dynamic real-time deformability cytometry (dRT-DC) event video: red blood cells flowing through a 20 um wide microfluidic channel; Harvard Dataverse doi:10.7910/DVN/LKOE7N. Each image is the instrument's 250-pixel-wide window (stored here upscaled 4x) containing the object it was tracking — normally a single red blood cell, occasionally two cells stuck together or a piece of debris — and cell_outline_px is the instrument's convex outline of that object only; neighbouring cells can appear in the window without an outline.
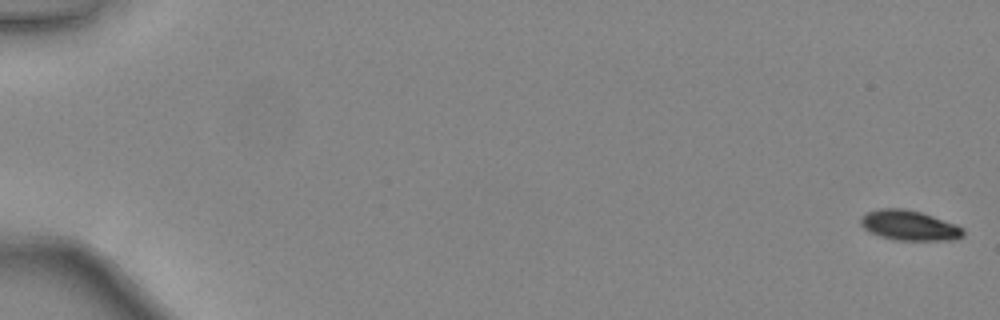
{"species": "common noctule bat (a hibernating species)", "species_latin": "Nyctalus noctula", "temperature_condition": "warm", "stored_images_in_passage": 48, "camera_frame_rate_fps": 3000, "um_per_image_px": 0.085, "animal": {"sex": "female", "body_mass_g": 24.6, "forearm_length_mm": 56.2}, "frame": {"image": 1, "passage_image": 1, "time_ms": 0.0, "image_size_px": [1000, 320], "cell_outline_px": [[964, 236], [956, 240], [896, 240], [880, 236], [868, 232], [860, 224], [860, 216], [868, 212], [880, 208], [904, 208], [920, 212], [956, 224], [964, 228]], "centroid_in_image_um": [77.29, 19.16], "position_along_channel_um": 7.7, "area_um2": 18.09}}
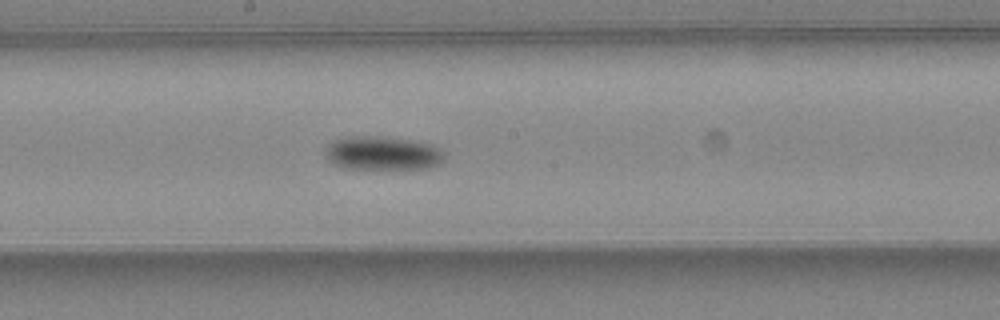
{"frame": {"image": 2, "passage_image": 28, "time_ms": 9.0, "image_size_px": [1000, 320], "cell_outline_px": [[444, 160], [440, 164], [428, 168], [344, 168], [328, 160], [324, 156], [324, 152], [328, 144], [332, 140], [348, 136], [376, 136], [408, 140], [432, 144], [440, 148], [444, 152]], "centroid_in_image_um": [32.5, 13.01], "position_along_channel_um": 215.7, "area_um2": 23.41}}
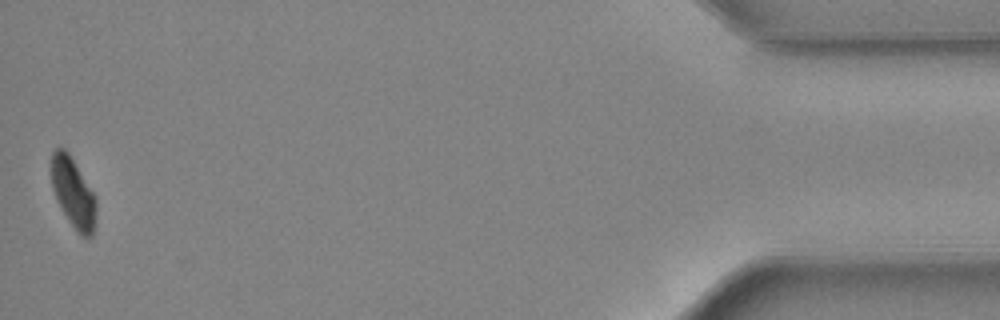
{"frame": {"image": 3, "passage_image": 48, "time_ms": 15.667, "image_size_px": [1000, 320], "cell_outline_px": [[96, 212], [92, 236], [80, 236], [76, 232], [68, 220], [56, 200], [52, 188], [52, 152], [56, 148], [64, 148], [68, 152], [96, 196]], "centroid_in_image_um": [6.23, 16.41], "position_along_channel_um": 429.0, "area_um2": 18.15}, "authors_computed_cell_mechanics": {"area_um2": 20.4034, "velocity_mm_per_s": 4.4444, "shape_relaxation_time_tau1_ms": 1.2827, "shape_relaxation_time_tau2_ms": null, "deformation_change_tau1": 0.1218, "deformation_change_tau2": null}}